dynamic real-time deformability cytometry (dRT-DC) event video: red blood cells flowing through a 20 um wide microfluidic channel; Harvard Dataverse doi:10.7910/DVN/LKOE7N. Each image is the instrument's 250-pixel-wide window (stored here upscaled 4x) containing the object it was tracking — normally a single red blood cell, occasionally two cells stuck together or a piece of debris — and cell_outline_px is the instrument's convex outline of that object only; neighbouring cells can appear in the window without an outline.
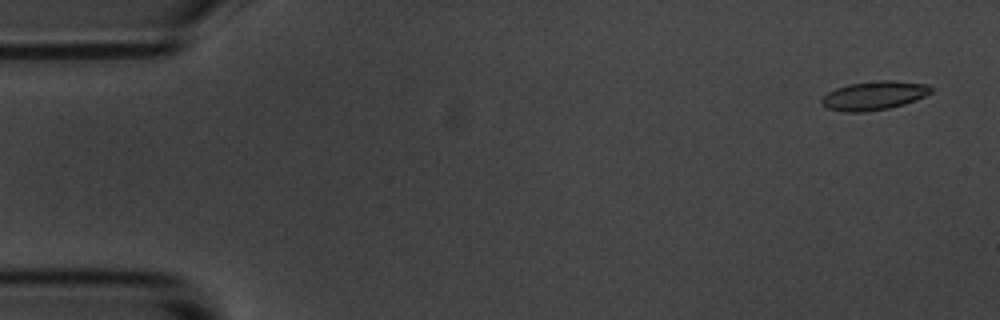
{"species": "common noctule bat (a hibernating species)", "species_latin": "Nyctalus noctula", "temperature_condition": "room temperature", "stored_images_in_passage": 4, "camera_frame_rate_fps": 3000, "um_per_image_px": 0.085, "animal": {"sex": "male", "body_mass_g": 20.1, "forearm_length_mm": 53.5}, "frame": {"image": 1, "passage_image": 1, "time_ms": 0.0, "image_size_px": [1000, 320], "cell_outline_px": [[932, 92], [916, 100], [904, 104], [888, 108], [864, 112], [844, 112], [828, 108], [820, 104], [820, 100], [828, 92], [836, 88], [848, 84], [880, 80], [892, 80], [928, 84], [932, 88]], "centroid_in_image_um": [74.29, 8.12], "position_along_channel_um": 10.7, "area_um2": 18.38}}